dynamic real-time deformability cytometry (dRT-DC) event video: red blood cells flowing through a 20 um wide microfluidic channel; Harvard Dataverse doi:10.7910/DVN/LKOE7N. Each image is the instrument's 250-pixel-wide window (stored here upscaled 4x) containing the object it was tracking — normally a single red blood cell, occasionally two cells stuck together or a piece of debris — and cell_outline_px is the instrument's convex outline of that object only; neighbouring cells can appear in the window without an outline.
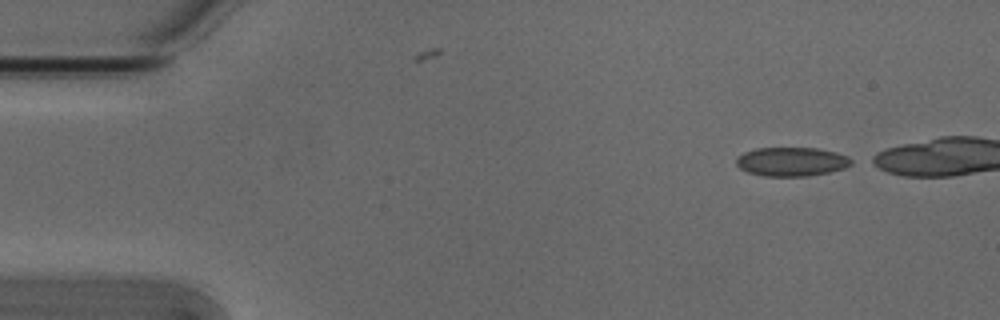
{"species": "Egyptian fruit bat (a non-hibernating species)", "species_latin": "Rousettus aegyptiacus", "temperature_condition": "cold", "stored_images_in_passage": 8, "segment_of_instrument_passage": [1, 2], "camera_frame_rate_fps": 3000, "um_per_image_px": 0.085, "animal": {"sex": "male"}, "frame": {"image": 1, "passage_image": 1, "time_ms": 0.0, "image_size_px": [1000, 320], "cell_outline_px": [[856, 160], [852, 164], [844, 168], [828, 172], [808, 176], [764, 176], [748, 172], [740, 168], [736, 164], [736, 156], [744, 152], [756, 148], [820, 148], [836, 152], [848, 156]], "centroid_in_image_um": [67.31, 13.73], "position_along_channel_um": 17.7, "area_um2": 19.59}}
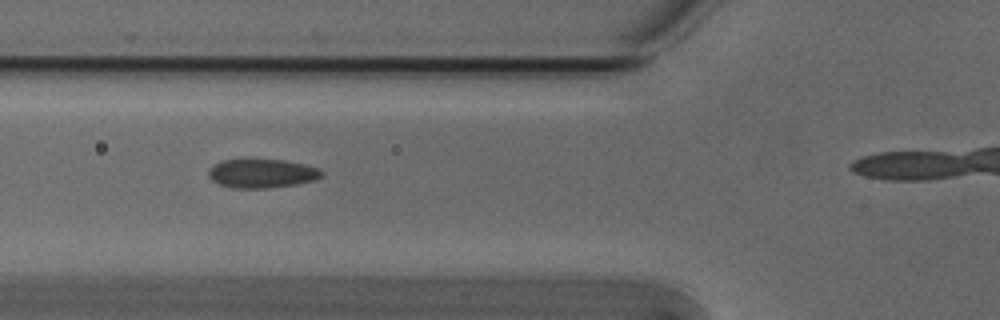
{"frame": {"image": 2, "passage_image": 5, "time_ms": 1.333, "image_size_px": [1000, 320], "cell_outline_px": [[324, 176], [316, 180], [296, 184], [268, 188], [232, 188], [220, 184], [212, 180], [208, 176], [208, 172], [216, 164], [224, 160], [284, 160], [304, 164], [320, 168], [324, 172]], "centroid_in_image_um": [22.33, 14.75], "position_along_channel_um": 103.5, "area_um2": 18.96}}
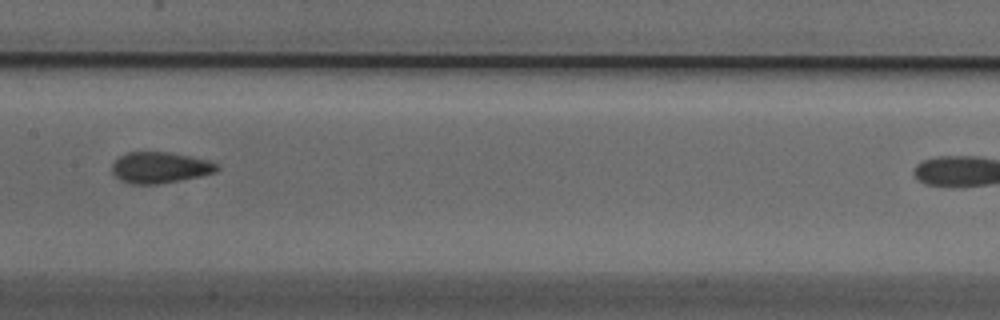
{"frame": {"image": 3, "passage_image": 7, "time_ms": 2.0, "image_size_px": [1000, 320], "cell_outline_px": [[220, 168], [216, 172], [200, 176], [160, 184], [132, 184], [120, 180], [112, 172], [112, 164], [120, 156], [128, 152], [168, 152], [208, 160], [220, 164]], "centroid_in_image_um": [13.62, 14.25], "position_along_channel_um": 193.8, "area_um2": 19.02}}